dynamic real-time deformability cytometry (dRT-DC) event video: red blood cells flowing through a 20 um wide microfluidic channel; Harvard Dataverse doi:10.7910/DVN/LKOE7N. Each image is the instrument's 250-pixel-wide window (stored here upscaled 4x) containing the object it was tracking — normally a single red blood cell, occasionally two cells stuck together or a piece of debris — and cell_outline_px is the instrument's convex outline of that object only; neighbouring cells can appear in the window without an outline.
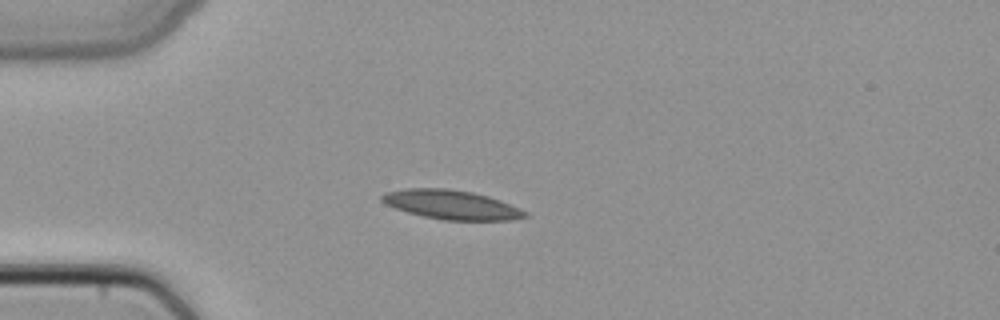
{"species": "common noctule bat (a hibernating species)", "species_latin": "Nyctalus noctula", "temperature_condition": "cold", "stored_images_in_passage": 4, "camera_frame_rate_fps": 3000, "um_per_image_px": 0.085, "animal": {"sex": "female", "body_mass_g": 22.7, "forearm_length_mm": 54.2}, "frame": {"image": 1, "passage_image": 4, "time_ms": 1.0, "image_size_px": [1000, 320], "cell_outline_px": [[528, 216], [516, 220], [444, 220], [424, 216], [408, 212], [384, 204], [380, 200], [380, 196], [384, 192], [404, 188], [448, 188], [472, 192], [488, 196], [500, 200], [520, 208], [528, 212]], "centroid_in_image_um": [38.37, 17.39], "position_along_channel_um": 46.6, "area_um2": 24.51}}